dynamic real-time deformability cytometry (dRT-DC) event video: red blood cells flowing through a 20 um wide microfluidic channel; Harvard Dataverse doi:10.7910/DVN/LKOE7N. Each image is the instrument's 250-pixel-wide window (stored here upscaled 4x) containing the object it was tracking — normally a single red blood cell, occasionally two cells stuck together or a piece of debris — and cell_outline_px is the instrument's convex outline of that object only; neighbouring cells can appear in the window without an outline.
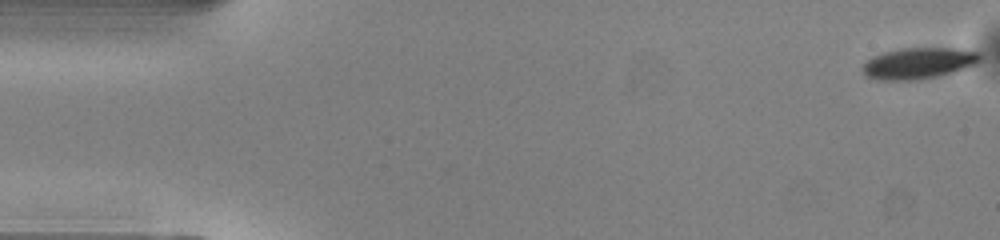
{"species": "common noctule bat (a hibernating species)", "species_latin": "Nyctalus noctula", "temperature_condition": "warm", "stored_images_in_passage": 50, "camera_frame_rate_fps": 3000, "um_per_image_px": 0.085, "animal": {"sex": "male", "body_mass_g": 13.0, "forearm_length_mm": 53.1}, "frame": {"image": 1, "passage_image": 1, "time_ms": 0.0, "image_size_px": [1000, 240], "cell_outline_px": [[980, 60], [976, 64], [952, 72], [936, 76], [916, 80], [876, 80], [868, 76], [864, 72], [864, 64], [868, 60], [884, 52], [900, 48], [956, 48], [980, 52]], "centroid_in_image_um": [78.11, 5.37], "position_along_channel_um": 6.9, "area_um2": 21.04}}
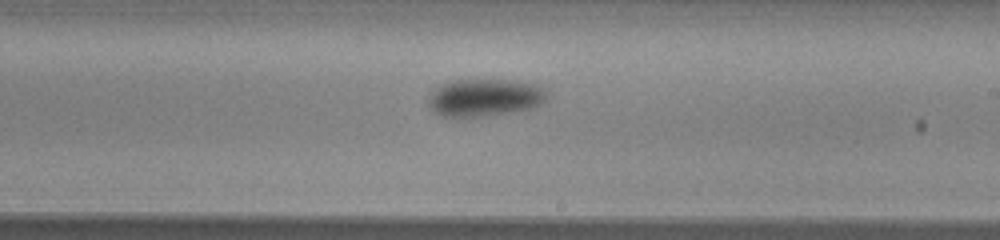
{"frame": {"image": 2, "passage_image": 29, "time_ms": 9.333, "image_size_px": [1000, 240], "cell_outline_px": [[548, 96], [540, 104], [528, 108], [508, 112], [484, 116], [440, 116], [428, 104], [428, 100], [432, 92], [440, 84], [448, 80], [520, 80], [536, 84]], "centroid_in_image_um": [41.16, 8.27], "position_along_channel_um": 247.8, "area_um2": 25.55}}
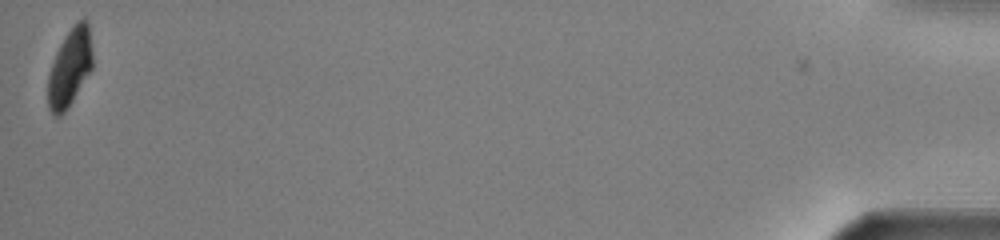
{"frame": {"image": 3, "passage_image": 50, "time_ms": 16.333, "image_size_px": [1000, 240], "cell_outline_px": [[92, 68], [72, 100], [64, 112], [60, 116], [56, 116], [48, 108], [48, 76], [56, 52], [64, 36], [76, 20], [88, 20], [92, 52]], "centroid_in_image_um": [5.93, 5.7], "position_along_channel_um": 429.3, "area_um2": 19.94}, "authors_computed_cell_mechanics": {"area_um2": 23.8136, "velocity_mm_per_s": 4.0721, "shape_relaxation_time_tau1_ms": 2.0561, "shape_relaxation_time_tau2_ms": null, "deformation_change_tau1": 0.097, "deformation_change_tau2": null}}